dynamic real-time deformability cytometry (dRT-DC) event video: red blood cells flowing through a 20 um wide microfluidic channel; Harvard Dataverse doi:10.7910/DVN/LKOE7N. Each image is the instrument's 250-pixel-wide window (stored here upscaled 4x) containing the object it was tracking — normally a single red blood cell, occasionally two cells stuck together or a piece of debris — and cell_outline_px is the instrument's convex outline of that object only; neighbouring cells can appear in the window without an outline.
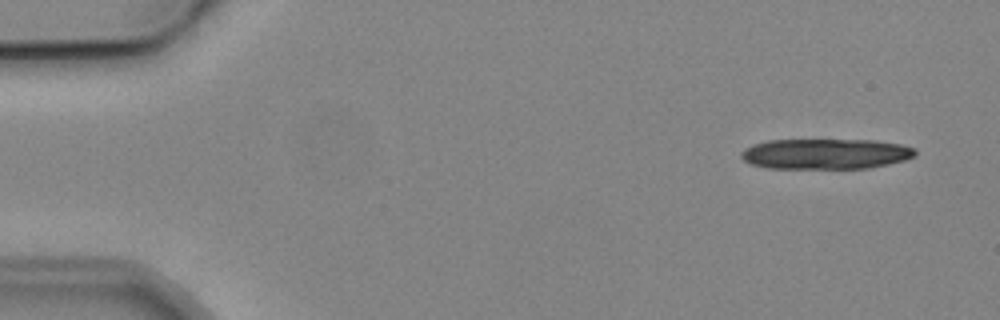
{"species": "common noctule bat (a hibernating species)", "species_latin": "Nyctalus noctula", "temperature_condition": "cold", "stored_images_in_passage": 3, "camera_frame_rate_fps": 3000, "um_per_image_px": 0.085, "animal": {"sex": "male", "body_mass_g": 19.2, "forearm_length_mm": 51.8}, "frame": {"image": 1, "passage_image": 3, "time_ms": 2.333, "image_size_px": [1000, 320], "cell_outline_px": [[916, 156], [904, 160], [888, 164], [868, 168], [768, 168], [752, 164], [744, 160], [740, 156], [740, 152], [744, 148], [768, 140], [876, 140], [900, 144], [916, 148]], "centroid_in_image_um": [70.2, 13.07], "position_along_channel_um": 14.8, "area_um2": 30.87}}